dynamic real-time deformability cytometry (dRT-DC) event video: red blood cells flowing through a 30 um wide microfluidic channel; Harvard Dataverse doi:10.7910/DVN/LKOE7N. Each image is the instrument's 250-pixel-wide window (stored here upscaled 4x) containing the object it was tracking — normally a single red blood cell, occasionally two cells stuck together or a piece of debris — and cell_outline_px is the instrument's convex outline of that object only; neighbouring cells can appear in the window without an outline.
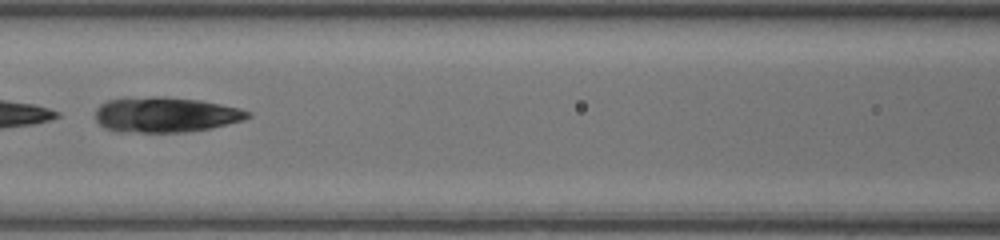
{"species": "common noctule bat (a hibernating species)", "species_latin": "Nyctalus noctula", "temperature_condition": "room temperature", "stored_images_in_passage": 46, "camera_frame_rate_fps": 3000, "um_per_image_px": 0.085, "animal": {"sex": "female", "body_mass_g": 20.0, "forearm_length_mm": 54.0}, "frame": {"image": 1, "passage_image": 21, "time_ms": 6.667, "image_size_px": [1000, 240], "cell_outline_px": [[252, 116], [244, 120], [212, 128], [188, 132], [116, 132], [104, 128], [96, 120], [96, 108], [100, 104], [108, 100], [124, 96], [164, 96], [200, 100], [240, 108], [252, 112]], "centroid_in_image_um": [14.05, 9.74], "position_along_channel_um": 152.5, "area_um2": 32.02}}
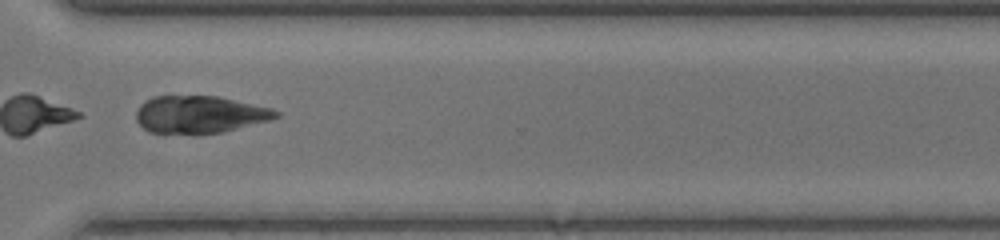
{"frame": {"image": 2, "passage_image": 35, "time_ms": 11.333, "image_size_px": [1000, 240], "cell_outline_px": [[280, 116], [268, 120], [220, 132], [148, 132], [136, 120], [136, 112], [140, 104], [144, 100], [152, 96], [216, 96], [272, 108], [280, 112]], "centroid_in_image_um": [16.94, 9.69], "position_along_channel_um": 353.7, "area_um2": 29.77}}